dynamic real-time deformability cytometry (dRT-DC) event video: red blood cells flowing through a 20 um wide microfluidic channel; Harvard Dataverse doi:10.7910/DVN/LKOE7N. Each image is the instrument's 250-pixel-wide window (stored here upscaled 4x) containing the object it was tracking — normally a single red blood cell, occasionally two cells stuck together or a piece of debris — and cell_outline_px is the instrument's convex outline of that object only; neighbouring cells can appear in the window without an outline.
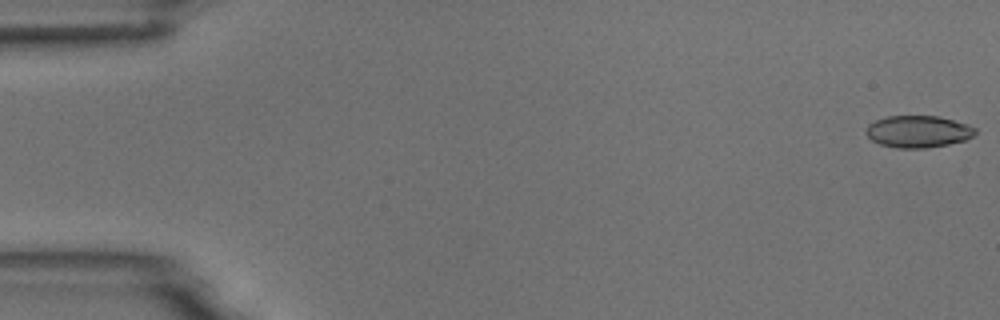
{"species": "common noctule bat (a hibernating species)", "species_latin": "Nyctalus noctula", "temperature_condition": "room temperature", "stored_images_in_passage": 6, "camera_frame_rate_fps": 3000, "um_per_image_px": 0.085, "animal": {"sex": "male", "body_mass_g": 18.8}, "frame": {"image": 1, "passage_image": 1, "time_ms": 0.0, "image_size_px": [1000, 320], "cell_outline_px": [[976, 132], [972, 136], [964, 140], [948, 144], [924, 148], [896, 148], [880, 144], [872, 140], [864, 132], [868, 124], [876, 120], [888, 116], [936, 116], [968, 124], [976, 128]], "centroid_in_image_um": [78.01, 11.18], "position_along_channel_um": 7.0, "area_um2": 20.23}}
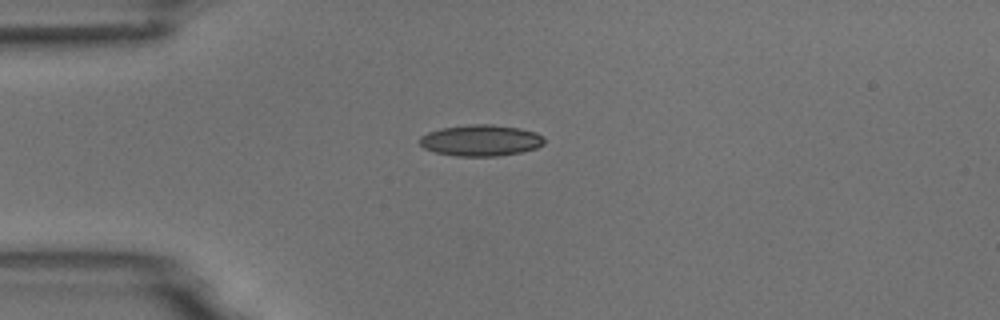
{"frame": {"image": 2, "passage_image": 4, "time_ms": 4.333, "image_size_px": [1000, 320], "cell_outline_px": [[544, 144], [536, 148], [520, 152], [496, 156], [456, 156], [436, 152], [424, 148], [420, 144], [420, 136], [428, 132], [440, 128], [472, 124], [492, 124], [520, 128], [536, 132], [544, 140]], "centroid_in_image_um": [40.85, 11.93], "position_along_channel_um": 44.1, "area_um2": 22.6}}
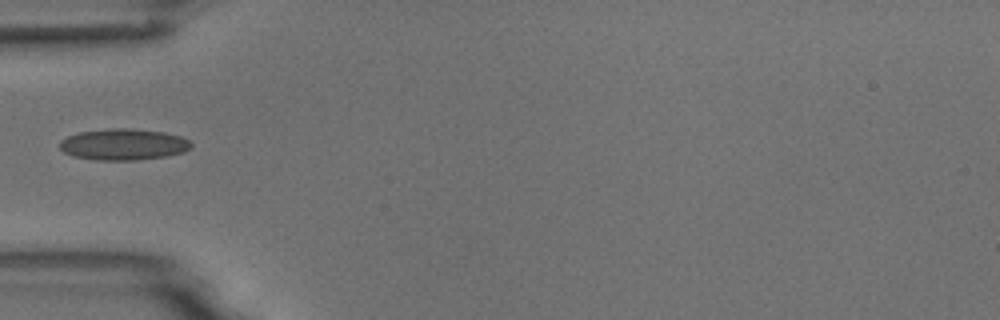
{"frame": {"image": 3, "passage_image": 5, "time_ms": 5.667, "image_size_px": [1000, 320], "cell_outline_px": [[192, 148], [184, 152], [164, 156], [136, 160], [96, 160], [72, 156], [64, 152], [60, 148], [60, 140], [68, 136], [80, 132], [108, 128], [132, 128], [164, 132], [180, 136], [188, 140], [192, 144]], "centroid_in_image_um": [10.49, 12.27], "position_along_channel_um": 74.5, "area_um2": 24.04}}